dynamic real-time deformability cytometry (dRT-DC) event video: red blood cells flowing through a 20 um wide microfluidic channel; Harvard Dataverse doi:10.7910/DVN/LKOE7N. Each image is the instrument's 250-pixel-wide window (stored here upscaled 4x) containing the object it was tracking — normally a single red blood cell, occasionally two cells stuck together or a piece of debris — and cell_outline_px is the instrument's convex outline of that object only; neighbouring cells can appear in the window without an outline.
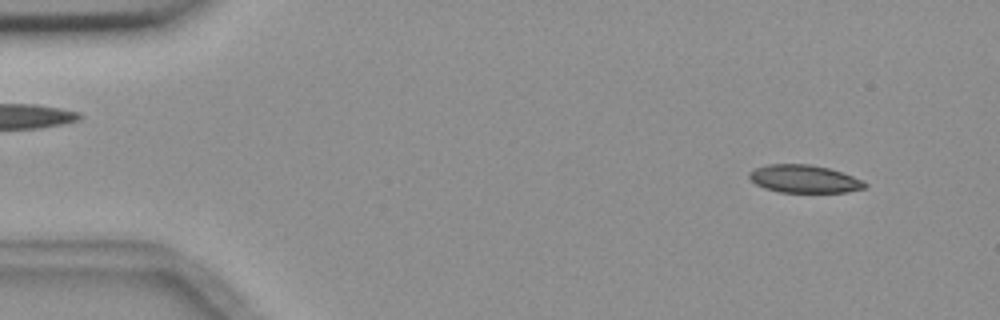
{"species": "common noctule bat (a hibernating species)", "species_latin": "Nyctalus noctula", "temperature_condition": "room temperature", "stored_images_in_passage": 5, "camera_frame_rate_fps": 3000, "um_per_image_px": 0.085, "animal": {"sex": "female", "body_mass_g": 18.4}, "frame": {"image": 1, "passage_image": 1, "time_ms": 0.0, "image_size_px": [1000, 320], "cell_outline_px": [[868, 184], [864, 188], [848, 192], [780, 192], [764, 188], [756, 184], [748, 176], [748, 172], [756, 168], [768, 164], [808, 164], [828, 168], [852, 176]], "centroid_in_image_um": [68.33, 15.21], "position_along_channel_um": 16.7, "area_um2": 18.55}}